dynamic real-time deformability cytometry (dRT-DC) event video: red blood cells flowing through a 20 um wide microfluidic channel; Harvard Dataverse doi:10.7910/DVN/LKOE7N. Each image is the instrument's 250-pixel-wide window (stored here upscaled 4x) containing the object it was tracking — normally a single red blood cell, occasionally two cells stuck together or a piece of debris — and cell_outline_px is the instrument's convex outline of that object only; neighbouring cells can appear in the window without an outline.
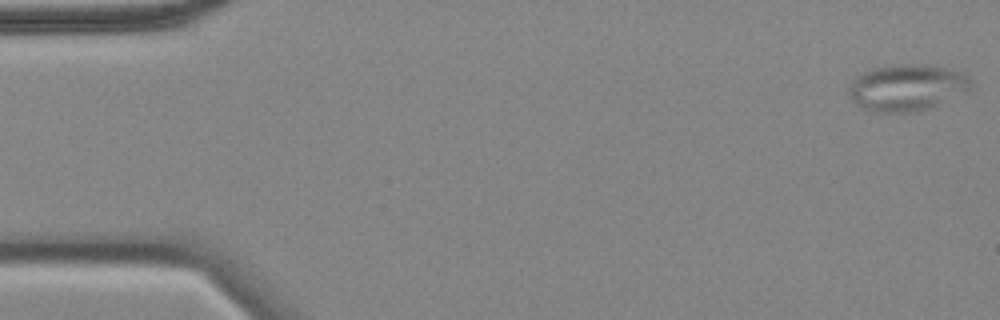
{"species": "common noctule bat (a hibernating species)", "species_latin": "Nyctalus noctula", "temperature_condition": "cold", "stored_images_in_passage": 56, "camera_frame_rate_fps": 3000, "um_per_image_px": 0.085, "animal": {"sex": "female", "body_mass_g": 18.4}, "frame": {"image": 1, "passage_image": 1, "time_ms": 0.0, "image_size_px": [1000, 320], "cell_outline_px": [[972, 84], [968, 92], [928, 108], [912, 112], [872, 112], [856, 104], [848, 96], [848, 88], [852, 80], [860, 72], [872, 68], [900, 64], [924, 64], [948, 68], [964, 72], [972, 80]], "centroid_in_image_um": [77.08, 7.43], "position_along_channel_um": 7.9, "area_um2": 33.52}}
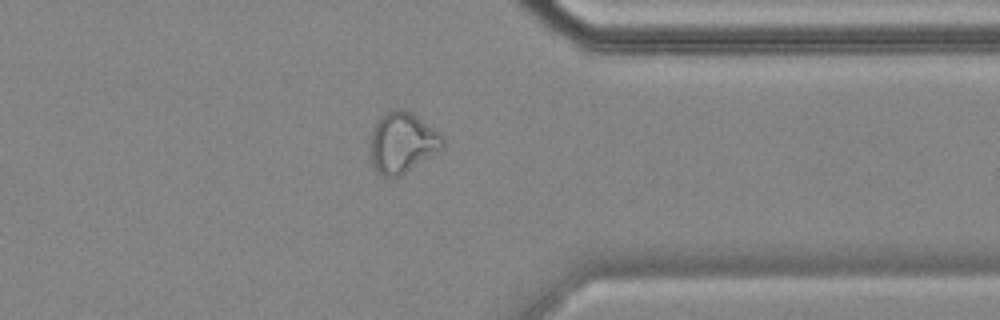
{"frame": {"image": 2, "passage_image": 44, "time_ms": 14.333, "image_size_px": [1000, 320], "cell_outline_px": [[444, 148], [400, 176], [380, 176], [372, 168], [372, 132], [380, 116], [396, 108], [404, 108], [440, 132], [444, 136]], "centroid_in_image_um": [34.23, 12.13], "position_along_channel_um": 377.2, "area_um2": 25.43}}
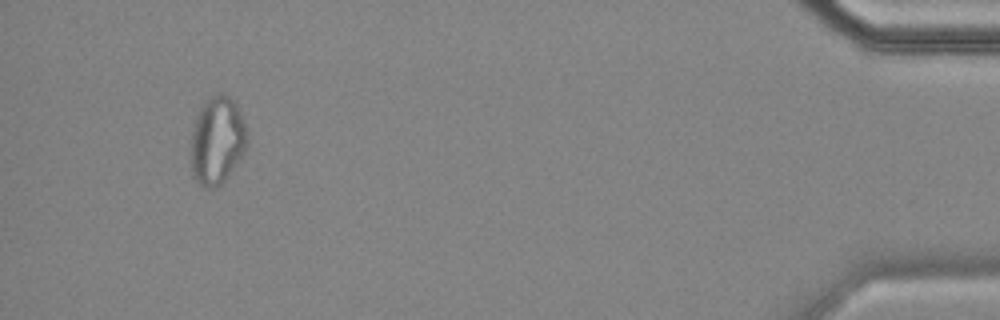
{"frame": {"image": 3, "passage_image": 53, "time_ms": 17.333, "image_size_px": [1000, 320], "cell_outline_px": [[248, 140], [240, 156], [224, 180], [216, 188], [204, 188], [192, 176], [192, 132], [196, 116], [204, 100], [208, 96], [228, 96], [236, 104], [240, 112], [244, 124]], "centroid_in_image_um": [18.43, 11.94], "position_along_channel_um": 416.8, "area_um2": 28.03}, "authors_computed_cell_mechanics": {"area_um2": 26.1545, "velocity_mm_per_s": 3.5195, "shape_relaxation_time_tau1_ms": null, "shape_relaxation_time_tau2_ms": 3.5878, "deformation_change_tau1": null, "deformation_change_tau2": 0.1128}}